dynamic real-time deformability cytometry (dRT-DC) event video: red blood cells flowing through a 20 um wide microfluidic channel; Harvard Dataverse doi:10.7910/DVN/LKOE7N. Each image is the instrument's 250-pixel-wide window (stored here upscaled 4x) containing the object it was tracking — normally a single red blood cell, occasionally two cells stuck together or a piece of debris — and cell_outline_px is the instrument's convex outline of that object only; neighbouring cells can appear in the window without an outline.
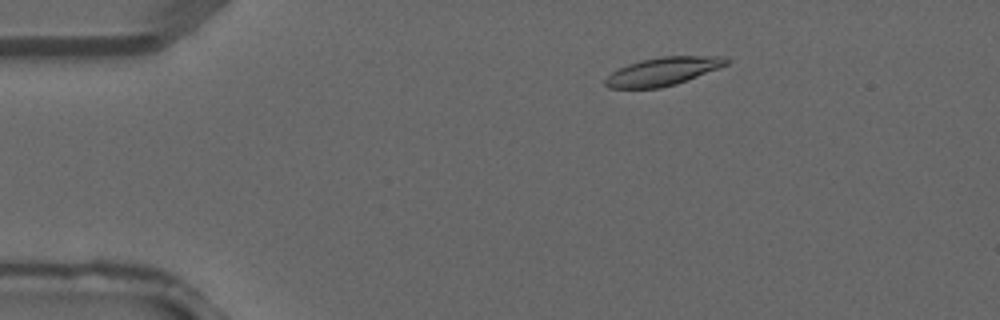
{"species": "common noctule bat (a hibernating species)", "species_latin": "Nyctalus noctula", "temperature_condition": "warm", "stored_images_in_passage": 3, "camera_frame_rate_fps": 3000, "um_per_image_px": 0.085, "animal": {"sex": "male", "forearm_length_mm": 52.5}, "frame": {"image": 1, "passage_image": 2, "time_ms": 0.333, "image_size_px": [1000, 320], "cell_outline_px": [[728, 64], [720, 68], [676, 84], [660, 88], [608, 88], [604, 84], [604, 80], [612, 72], [628, 64], [640, 60], [664, 56], [724, 56], [728, 60]], "centroid_in_image_um": [56.35, 6.07], "position_along_channel_um": 28.6, "area_um2": 19.83}}